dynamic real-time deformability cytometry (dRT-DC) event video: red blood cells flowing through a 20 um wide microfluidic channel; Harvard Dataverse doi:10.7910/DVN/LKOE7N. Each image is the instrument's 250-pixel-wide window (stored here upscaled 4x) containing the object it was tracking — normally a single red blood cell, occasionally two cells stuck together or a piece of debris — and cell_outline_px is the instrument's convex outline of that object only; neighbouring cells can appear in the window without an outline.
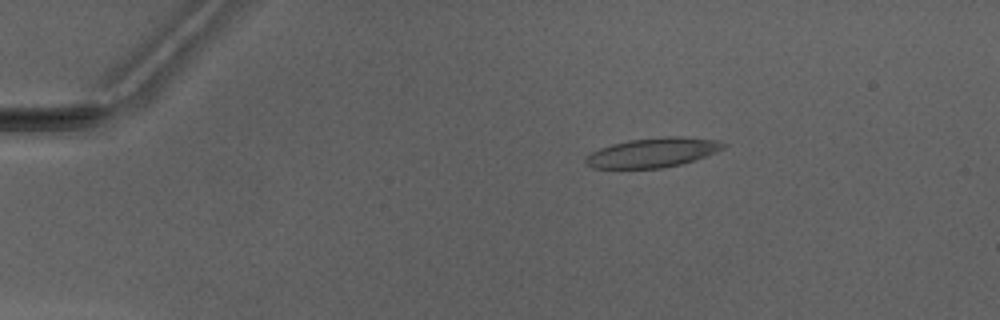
{"species": "Egyptian fruit bat (a non-hibernating species)", "species_latin": "Rousettus aegyptiacus", "temperature_condition": "warm", "stored_images_in_passage": 6, "camera_frame_rate_fps": 3000, "um_per_image_px": 0.085, "animal": {"sex": "male"}, "frame": {"image": 1, "passage_image": 3, "time_ms": 3.0, "image_size_px": [1000, 320], "cell_outline_px": [[728, 144], [724, 148], [716, 152], [680, 164], [664, 168], [592, 168], [584, 160], [592, 152], [600, 148], [612, 144], [628, 140], [664, 136], [680, 136], [720, 140]], "centroid_in_image_um": [55.52, 12.95], "position_along_channel_um": 29.5, "area_um2": 23.58}}